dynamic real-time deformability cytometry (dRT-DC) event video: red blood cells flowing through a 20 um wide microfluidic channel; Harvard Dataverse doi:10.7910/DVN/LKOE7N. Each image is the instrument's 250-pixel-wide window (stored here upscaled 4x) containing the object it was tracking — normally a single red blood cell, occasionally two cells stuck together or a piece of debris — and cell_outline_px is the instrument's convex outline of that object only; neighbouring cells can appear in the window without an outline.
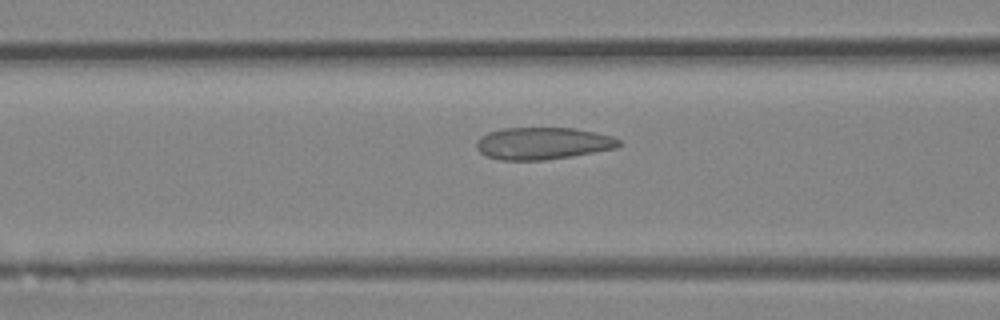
{"species": "Egyptian fruit bat (a non-hibernating species)", "species_latin": "Rousettus aegyptiacus", "temperature_condition": "room temperature", "stored_images_in_passage": 23, "camera_frame_rate_fps": 3000, "um_per_image_px": 0.085, "animal": {"sex": "female"}, "frame": {"image": 1, "passage_image": 5, "time_ms": 1.333, "image_size_px": [1000, 320], "cell_outline_px": [[620, 144], [616, 148], [572, 156], [544, 160], [500, 160], [488, 156], [480, 152], [476, 148], [476, 140], [480, 136], [488, 132], [504, 128], [576, 128], [612, 136], [620, 140]], "centroid_in_image_um": [46.11, 12.18], "position_along_channel_um": 120.5, "area_um2": 26.65}}
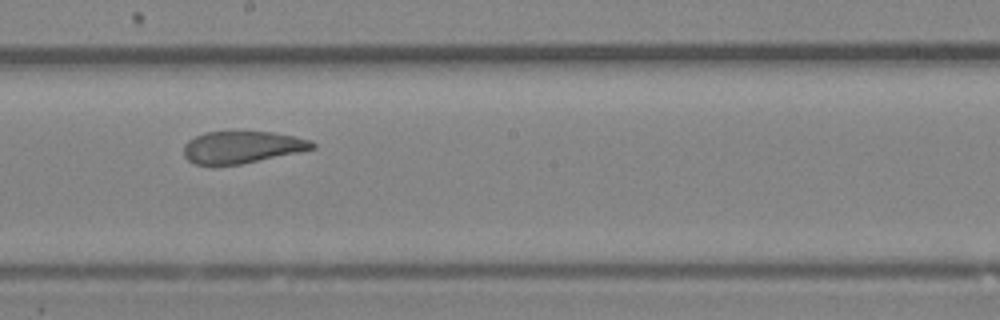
{"frame": {"image": 2, "passage_image": 11, "time_ms": 3.333, "image_size_px": [1000, 320], "cell_outline_px": [[316, 148], [300, 152], [240, 164], [196, 164], [188, 160], [184, 156], [184, 144], [188, 140], [204, 132], [272, 132], [296, 136], [312, 140], [316, 144]], "centroid_in_image_um": [20.61, 12.5], "position_along_channel_um": 227.6, "area_um2": 23.93}}
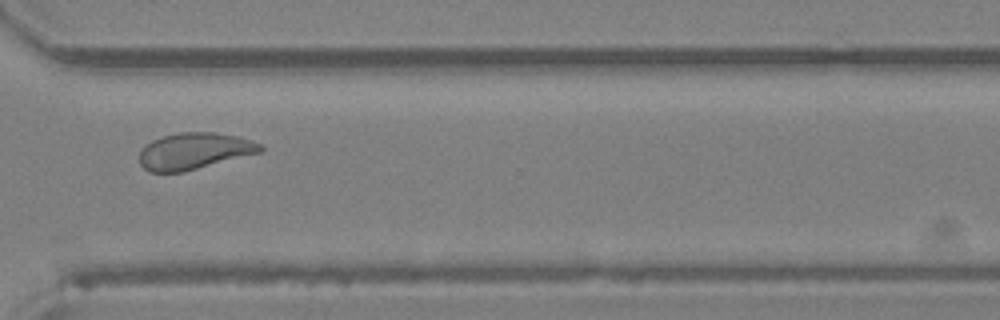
{"frame": {"image": 3, "passage_image": 18, "time_ms": 5.667, "image_size_px": [1000, 320], "cell_outline_px": [[264, 148], [260, 152], [184, 172], [148, 172], [140, 164], [140, 148], [152, 140], [164, 136], [180, 132], [216, 132], [236, 136], [252, 140], [260, 144]], "centroid_in_image_um": [16.48, 12.84], "position_along_channel_um": 354.1, "area_um2": 25.72}}